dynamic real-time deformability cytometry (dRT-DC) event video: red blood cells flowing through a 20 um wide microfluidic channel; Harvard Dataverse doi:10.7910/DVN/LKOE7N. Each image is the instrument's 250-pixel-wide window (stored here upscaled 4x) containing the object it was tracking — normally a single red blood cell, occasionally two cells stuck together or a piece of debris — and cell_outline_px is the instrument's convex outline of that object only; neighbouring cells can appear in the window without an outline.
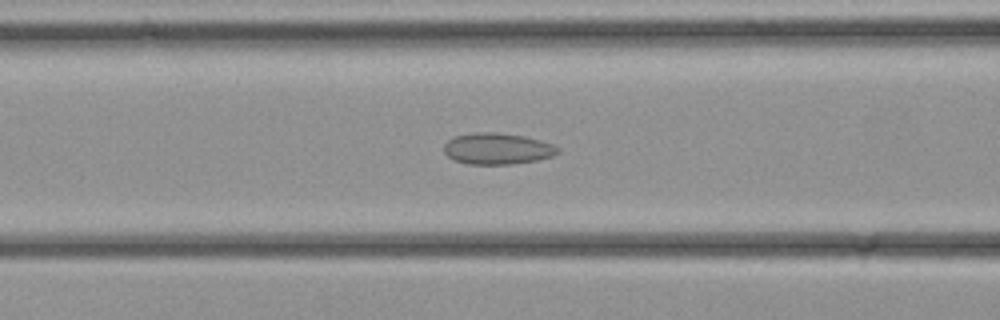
{"species": "common noctule bat (a hibernating species)", "species_latin": "Nyctalus noctula", "temperature_condition": "cold", "stored_images_in_passage": 35, "camera_frame_rate_fps": 3000, "um_per_image_px": 0.085, "animal": {"sex": "female", "body_mass_g": 21.9}, "frame": {"image": 1, "passage_image": 14, "time_ms": 4.333, "image_size_px": [1000, 320], "cell_outline_px": [[560, 152], [552, 156], [536, 160], [512, 164], [468, 164], [452, 160], [444, 152], [444, 144], [452, 136], [476, 132], [496, 132], [524, 136], [540, 140], [552, 144], [560, 148]], "centroid_in_image_um": [42.25, 12.63], "position_along_channel_um": 124.4, "area_um2": 20.92}}
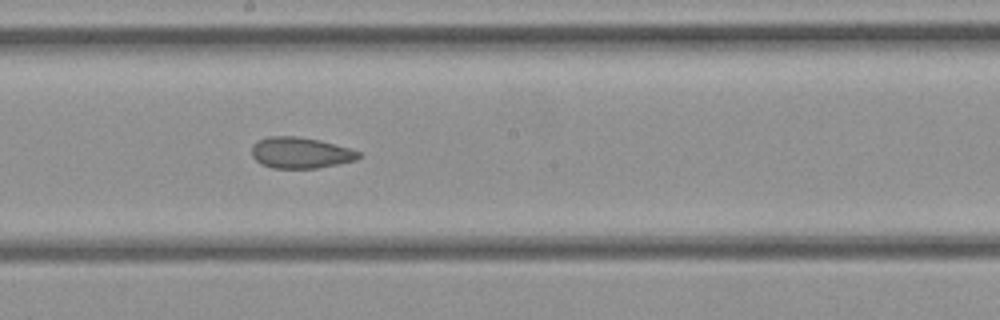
{"frame": {"image": 2, "passage_image": 19, "time_ms": 6.0, "image_size_px": [1000, 320], "cell_outline_px": [[364, 156], [356, 160], [316, 168], [272, 168], [260, 164], [252, 156], [252, 144], [256, 140], [268, 136], [296, 136], [320, 140], [348, 148], [360, 152]], "centroid_in_image_um": [25.52, 12.98], "position_along_channel_um": 222.7, "area_um2": 19.48}}
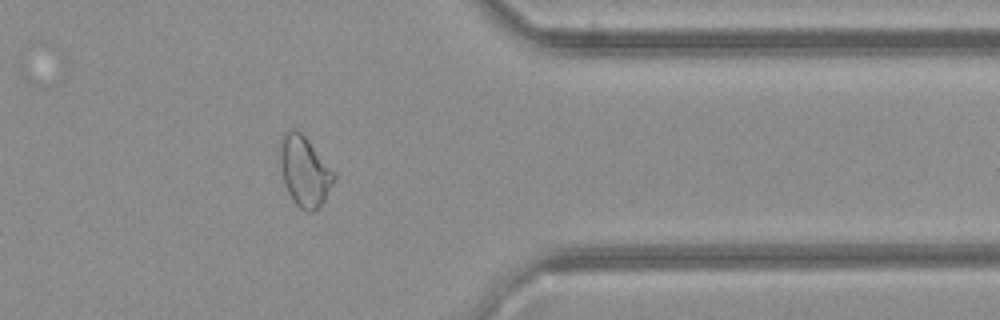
{"frame": {"image": 3, "passage_image": 28, "time_ms": 9.0, "image_size_px": [1000, 320], "cell_outline_px": [[336, 180], [324, 200], [312, 212], [304, 212], [292, 200], [284, 184], [280, 168], [280, 136], [288, 128], [296, 128], [308, 140], [336, 172]], "centroid_in_image_um": [25.88, 14.53], "position_along_channel_um": 385.5, "area_um2": 22.43}}